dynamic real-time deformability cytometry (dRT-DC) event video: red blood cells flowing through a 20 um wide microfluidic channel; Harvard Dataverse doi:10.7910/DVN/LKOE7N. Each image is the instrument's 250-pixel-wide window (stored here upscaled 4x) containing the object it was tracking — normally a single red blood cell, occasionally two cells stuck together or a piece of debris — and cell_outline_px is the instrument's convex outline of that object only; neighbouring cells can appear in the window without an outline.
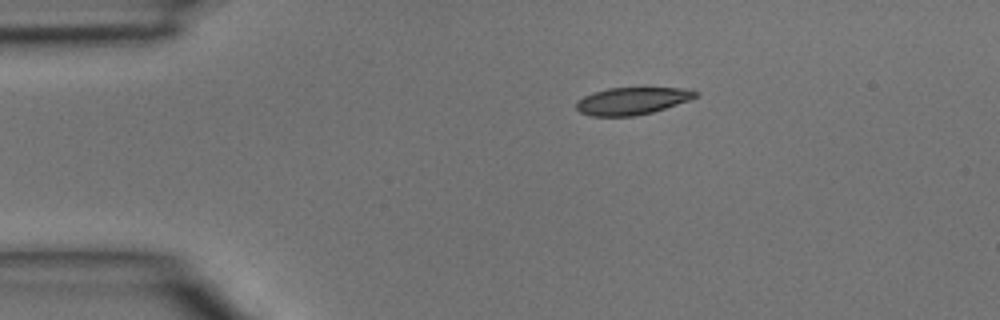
{"species": "common noctule bat (a hibernating species)", "species_latin": "Nyctalus noctula", "temperature_condition": "room temperature", "stored_images_in_passage": 3, "segment_of_instrument_passage": [1, 2], "camera_frame_rate_fps": 3000, "um_per_image_px": 0.085, "animal": {"sex": "male", "body_mass_g": 15.6}, "frame": {"image": 1, "passage_image": 1, "time_ms": 0.0, "image_size_px": [1000, 320], "cell_outline_px": [[700, 92], [692, 100], [652, 112], [636, 116], [592, 116], [580, 112], [576, 108], [576, 104], [584, 96], [608, 88], [644, 84], [692, 88]], "centroid_in_image_um": [53.89, 8.5], "position_along_channel_um": 31.1, "area_um2": 20.17}}